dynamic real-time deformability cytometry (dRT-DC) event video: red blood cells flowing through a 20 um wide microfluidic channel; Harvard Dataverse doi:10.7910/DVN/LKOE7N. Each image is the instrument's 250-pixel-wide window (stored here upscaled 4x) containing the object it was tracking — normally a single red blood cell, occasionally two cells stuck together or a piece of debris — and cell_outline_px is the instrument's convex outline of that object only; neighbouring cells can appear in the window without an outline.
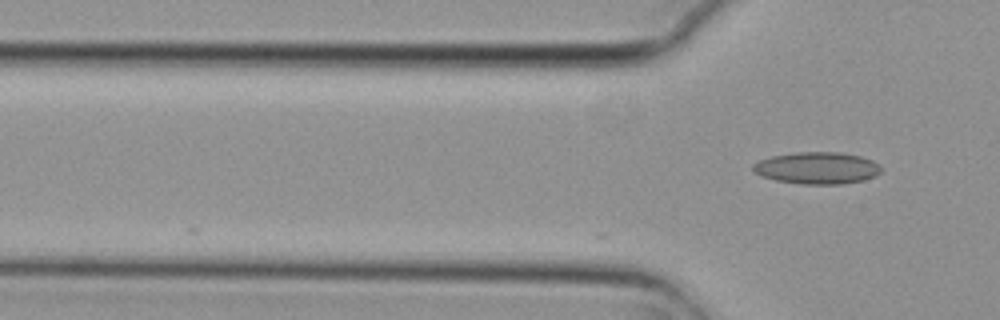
{"species": "common noctule bat (a hibernating species)", "species_latin": "Nyctalus noctula", "temperature_condition": "cold", "stored_images_in_passage": 4, "camera_frame_rate_fps": 3000, "um_per_image_px": 0.085, "animal": {"sex": "female", "body_mass_g": 29.2, "forearm_length_mm": 56.3}, "frame": {"image": 1, "passage_image": 4, "time_ms": 1.0, "image_size_px": [1000, 320], "cell_outline_px": [[880, 172], [876, 176], [864, 180], [840, 184], [800, 184], [776, 180], [760, 176], [752, 168], [752, 164], [760, 160], [772, 156], [796, 152], [840, 152], [860, 156], [872, 160], [880, 164]], "centroid_in_image_um": [69.46, 14.28], "position_along_channel_um": 56.3, "area_um2": 23.87}}